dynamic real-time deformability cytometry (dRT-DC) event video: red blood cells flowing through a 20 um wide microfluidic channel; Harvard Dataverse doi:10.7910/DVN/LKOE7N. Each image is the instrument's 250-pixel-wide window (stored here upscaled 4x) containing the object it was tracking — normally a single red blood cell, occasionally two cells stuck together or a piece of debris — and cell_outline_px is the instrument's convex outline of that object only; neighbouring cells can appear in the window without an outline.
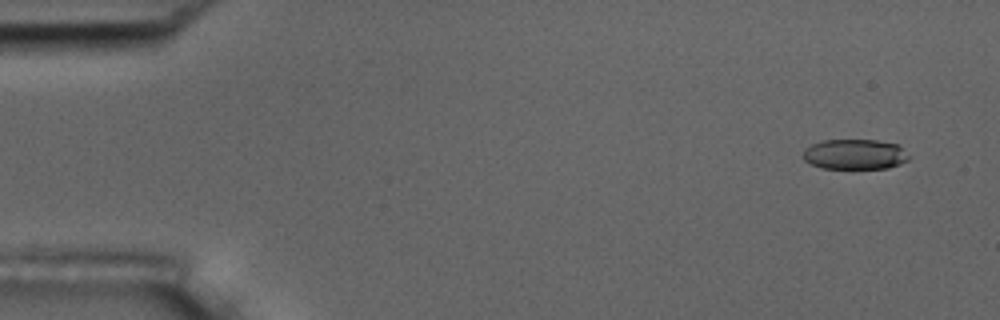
{"species": "common noctule bat (a hibernating species)", "species_latin": "Nyctalus noctula", "temperature_condition": "room temperature", "stored_images_in_passage": 5, "camera_frame_rate_fps": 3000, "um_per_image_px": 0.085, "animal": {"sex": "male", "body_mass_g": 17.5, "forearm_length_mm": 52.3}, "frame": {"image": 1, "passage_image": 2, "time_ms": 1.0, "image_size_px": [1000, 320], "cell_outline_px": [[912, 156], [908, 160], [900, 164], [888, 168], [820, 168], [804, 160], [804, 148], [812, 144], [824, 140], [876, 140], [896, 144]], "centroid_in_image_um": [72.68, 13.12], "position_along_channel_um": 12.3, "area_um2": 18.61}}
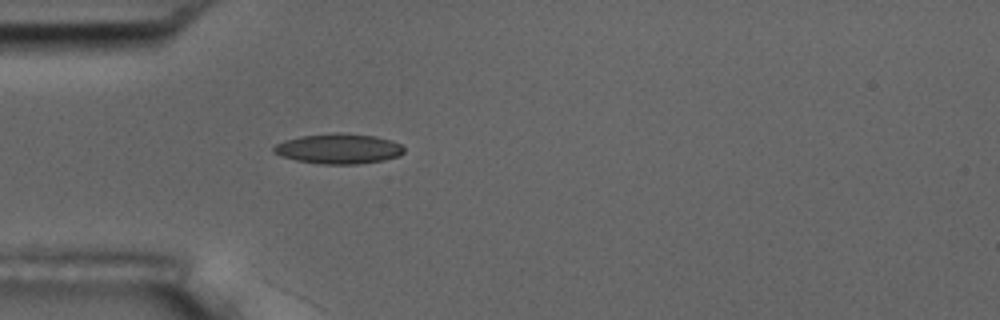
{"frame": {"image": 2, "passage_image": 5, "time_ms": 5.333, "image_size_px": [1000, 320], "cell_outline_px": [[404, 152], [400, 156], [384, 160], [356, 164], [324, 164], [296, 160], [280, 156], [272, 152], [272, 148], [276, 144], [284, 140], [300, 136], [336, 132], [340, 132], [376, 136], [392, 140], [400, 144], [404, 148]], "centroid_in_image_um": [28.78, 12.63], "position_along_channel_um": 56.2, "area_um2": 23.06}}